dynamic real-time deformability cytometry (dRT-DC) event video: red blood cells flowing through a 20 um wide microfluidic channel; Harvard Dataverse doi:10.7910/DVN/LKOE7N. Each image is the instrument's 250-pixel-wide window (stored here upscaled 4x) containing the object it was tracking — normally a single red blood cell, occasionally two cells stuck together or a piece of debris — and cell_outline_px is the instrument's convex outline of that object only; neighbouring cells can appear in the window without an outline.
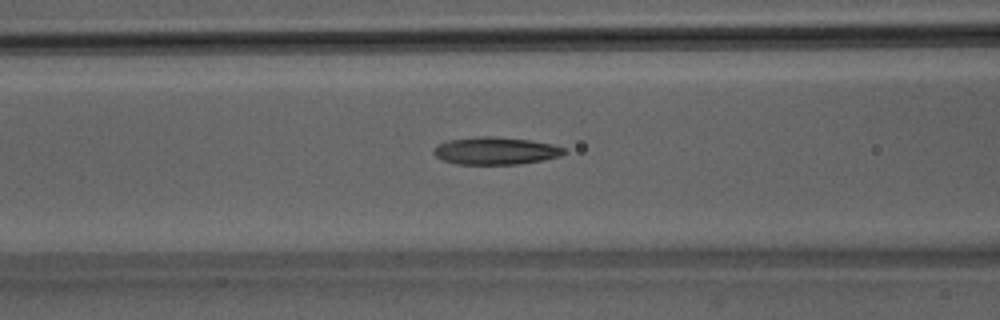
{"species": "Egyptian fruit bat (a non-hibernating species)", "species_latin": "Rousettus aegyptiacus", "temperature_condition": "room temperature", "stored_images_in_passage": 41, "camera_frame_rate_fps": 3000, "um_per_image_px": 0.085, "animal": {"sex": "male"}, "frame": {"image": 1, "passage_image": 12, "time_ms": 3.667, "image_size_px": [1000, 320], "cell_outline_px": [[568, 152], [560, 156], [544, 160], [520, 164], [456, 164], [444, 160], [436, 156], [432, 152], [440, 144], [448, 140], [476, 136], [492, 136], [528, 140], [552, 144], [564, 148]], "centroid_in_image_um": [42.16, 12.82], "position_along_channel_um": 124.4, "area_um2": 20.81}}
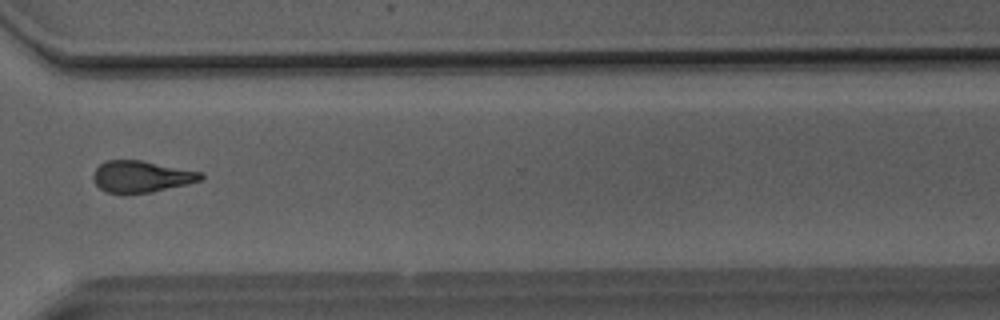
{"frame": {"image": 2, "passage_image": 29, "time_ms": 9.333, "image_size_px": [1000, 320], "cell_outline_px": [[204, 180], [188, 184], [152, 192], [124, 196], [104, 192], [92, 180], [92, 176], [96, 168], [100, 164], [108, 160], [140, 160], [204, 172]], "centroid_in_image_um": [12.01, 15.04], "position_along_channel_um": 358.6, "area_um2": 20.46}}
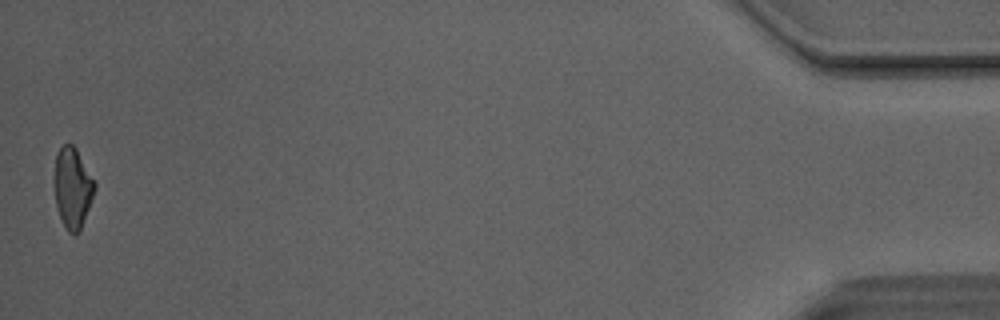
{"frame": {"image": 3, "passage_image": 41, "time_ms": 13.333, "image_size_px": [1000, 320], "cell_outline_px": [[96, 188], [80, 232], [68, 232], [56, 208], [56, 152], [64, 144], [72, 144], [76, 148], [96, 184]], "centroid_in_image_um": [6.2, 15.97], "position_along_channel_um": 429.0, "area_um2": 18.38}, "authors_computed_cell_mechanics": {"area_um2": 20.23, "velocity_mm_per_s": 4.1247, "shape_relaxation_time_tau1_ms": 6.1867, "shape_relaxation_time_tau2_ms": 3.0088, "deformation_change_tau1": 0.1989, "deformation_change_tau2": 0.1344}}